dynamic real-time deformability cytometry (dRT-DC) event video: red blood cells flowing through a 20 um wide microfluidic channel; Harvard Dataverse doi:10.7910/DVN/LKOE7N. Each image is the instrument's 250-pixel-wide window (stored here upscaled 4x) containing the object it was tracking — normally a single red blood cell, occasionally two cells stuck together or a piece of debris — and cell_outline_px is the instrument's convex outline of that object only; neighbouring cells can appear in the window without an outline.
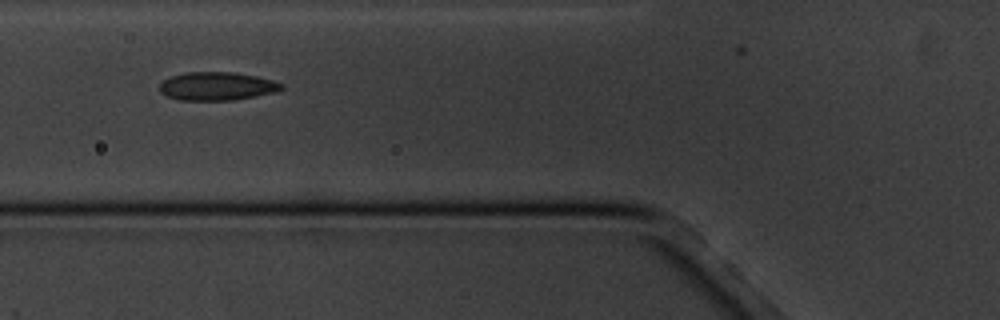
{"species": "common noctule bat (a hibernating species)", "species_latin": "Nyctalus noctula", "temperature_condition": "cold", "stored_images_in_passage": 5, "camera_frame_rate_fps": 3000, "um_per_image_px": 0.085, "animal": {"sex": "male", "body_mass_g": 20.1, "forearm_length_mm": 53.5}, "frame": {"image": 1, "passage_image": 5, "time_ms": 5.667, "image_size_px": [1000, 320], "cell_outline_px": [[284, 88], [276, 92], [256, 96], [232, 100], [180, 100], [164, 96], [160, 92], [160, 84], [164, 80], [172, 76], [184, 72], [236, 72], [256, 76], [272, 80], [284, 84]], "centroid_in_image_um": [18.44, 7.33], "position_along_channel_um": 107.4, "area_um2": 20.23}}